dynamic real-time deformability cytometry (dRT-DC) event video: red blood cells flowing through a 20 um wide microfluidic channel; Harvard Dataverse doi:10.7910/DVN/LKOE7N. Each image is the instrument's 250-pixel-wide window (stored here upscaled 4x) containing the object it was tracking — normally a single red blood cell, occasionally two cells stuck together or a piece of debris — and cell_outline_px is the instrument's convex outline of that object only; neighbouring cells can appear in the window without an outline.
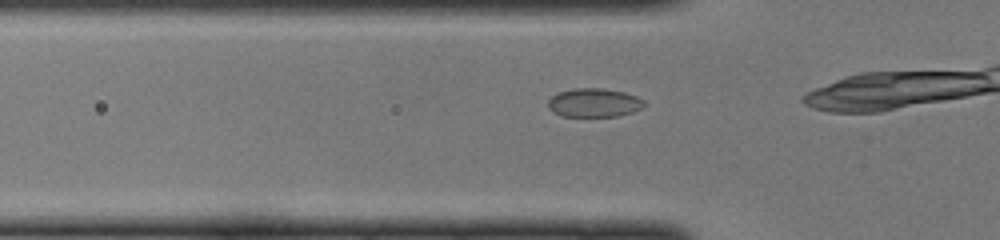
{"species": "common noctule bat (a hibernating species)", "species_latin": "Nyctalus noctula", "temperature_condition": "cold", "stored_images_in_passage": 10, "camera_frame_rate_fps": 3000, "um_per_image_px": 0.085, "animal": {"sex": "female", "body_mass_g": 22.0, "forearm_length_mm": 56.7}, "frame": {"image": 1, "passage_image": 6, "time_ms": 1.667, "image_size_px": [1000, 240], "cell_outline_px": [[644, 104], [640, 108], [632, 112], [616, 116], [560, 116], [552, 112], [548, 108], [548, 100], [552, 96], [560, 92], [576, 88], [604, 88], [624, 92], [636, 96], [644, 100]], "centroid_in_image_um": [50.46, 8.73], "position_along_channel_um": 75.3, "area_um2": 16.01}}
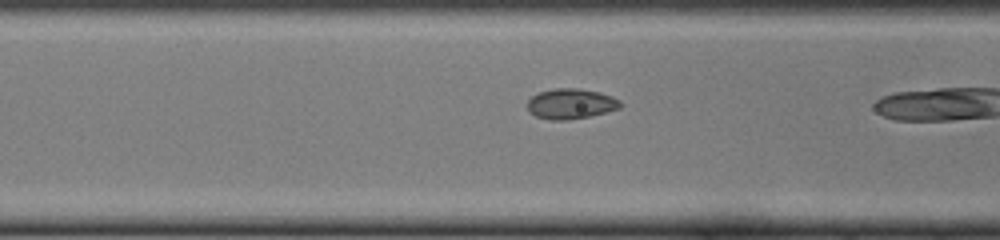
{"frame": {"image": 2, "passage_image": 9, "time_ms": 2.667, "image_size_px": [1000, 240], "cell_outline_px": [[624, 104], [620, 108], [608, 112], [568, 120], [552, 120], [536, 116], [528, 112], [528, 100], [532, 96], [540, 92], [552, 88], [576, 88], [600, 92], [612, 96], [620, 100]], "centroid_in_image_um": [48.55, 8.82], "position_along_channel_um": 118.1, "area_um2": 16.53}}